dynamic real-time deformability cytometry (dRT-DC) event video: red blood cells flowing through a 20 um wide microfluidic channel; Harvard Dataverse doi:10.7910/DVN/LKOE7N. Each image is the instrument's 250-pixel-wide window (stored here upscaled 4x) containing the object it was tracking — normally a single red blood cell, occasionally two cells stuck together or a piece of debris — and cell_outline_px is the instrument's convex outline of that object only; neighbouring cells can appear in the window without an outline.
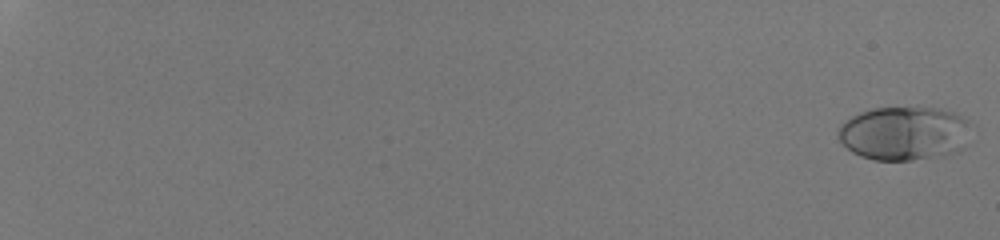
{"species": "human", "species_latin": "Homo sapiens", "temperature_condition": "room temperature", "stored_images_in_passage": 55, "camera_frame_rate_fps": 3000, "um_per_image_px": 0.085, "donor": {"sex": "male"}, "frame": {"image": 1, "passage_image": 1, "time_ms": 0.0, "image_size_px": [1000, 240], "cell_outline_px": [[968, 120], [964, 148], [960, 152], [944, 156], [912, 160], [872, 160], [860, 156], [852, 152], [836, 136], [836, 132], [840, 124], [852, 116], [860, 112], [872, 108], [940, 108], [964, 116]], "centroid_in_image_um": [76.83, 11.34], "position_along_channel_um": 8.2, "area_um2": 41.91}}
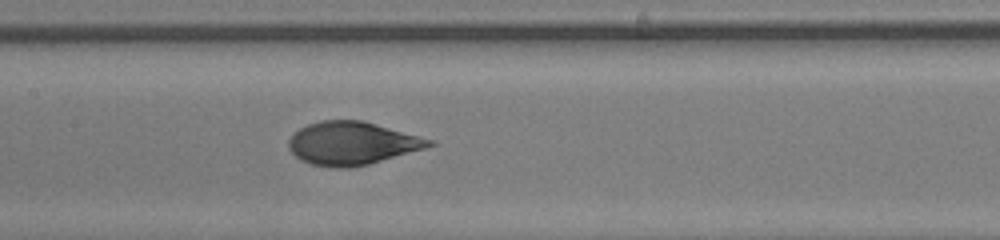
{"frame": {"image": 2, "passage_image": 33, "time_ms": 10.667, "image_size_px": [1000, 240], "cell_outline_px": [[436, 144], [424, 148], [368, 164], [348, 168], [336, 168], [312, 164], [300, 160], [288, 148], [288, 140], [300, 128], [308, 124], [320, 120], [364, 120], [436, 140]], "centroid_in_image_um": [29.94, 12.16], "position_along_channel_um": 177.5, "area_um2": 35.26}}
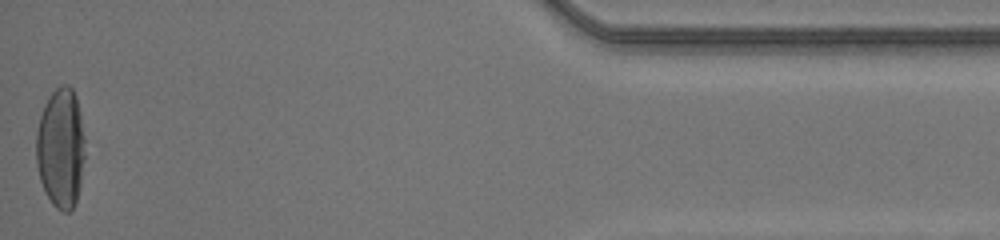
{"frame": {"image": 3, "passage_image": 55, "time_ms": 18.0, "image_size_px": [1000, 240], "cell_outline_px": [[84, 160], [80, 184], [76, 200], [72, 208], [68, 212], [64, 212], [56, 208], [52, 204], [44, 192], [40, 180], [36, 164], [36, 132], [40, 116], [44, 104], [48, 96], [60, 84], [68, 84], [72, 88], [76, 96], [80, 112], [84, 136]], "centroid_in_image_um": [5.15, 12.56], "position_along_channel_um": 430.0, "area_um2": 34.45}, "authors_computed_cell_mechanics": {"area_um2": 36.3562, "velocity_mm_per_s": 4.2106, "shape_relaxation_time_tau1_ms": 4.5337, "shape_relaxation_time_tau2_ms": null, "deformation_change_tau1": 0.2233, "deformation_change_tau2": null}}